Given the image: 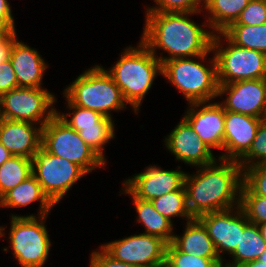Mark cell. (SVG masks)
Returning a JSON list of instances; mask_svg holds the SVG:
<instances>
[{"instance_id":"6da1fadb","label":"cell","mask_w":266,"mask_h":267,"mask_svg":"<svg viewBox=\"0 0 266 267\" xmlns=\"http://www.w3.org/2000/svg\"><path fill=\"white\" fill-rule=\"evenodd\" d=\"M187 12H146L141 42L155 55L163 49L169 57H157L161 63L175 58L207 59L214 32L206 30L189 19ZM188 17V18H187Z\"/></svg>"},{"instance_id":"7a4b0ae2","label":"cell","mask_w":266,"mask_h":267,"mask_svg":"<svg viewBox=\"0 0 266 267\" xmlns=\"http://www.w3.org/2000/svg\"><path fill=\"white\" fill-rule=\"evenodd\" d=\"M185 174L187 208L193 218L240 205L243 170L239 162L220 159ZM236 205V206H235Z\"/></svg>"},{"instance_id":"3957f363","label":"cell","mask_w":266,"mask_h":267,"mask_svg":"<svg viewBox=\"0 0 266 267\" xmlns=\"http://www.w3.org/2000/svg\"><path fill=\"white\" fill-rule=\"evenodd\" d=\"M124 51L107 72L137 114L157 73L162 74V63L141 41L136 48L129 46Z\"/></svg>"},{"instance_id":"277c9868","label":"cell","mask_w":266,"mask_h":267,"mask_svg":"<svg viewBox=\"0 0 266 267\" xmlns=\"http://www.w3.org/2000/svg\"><path fill=\"white\" fill-rule=\"evenodd\" d=\"M63 94L73 105L109 118H112L111 111L122 110L128 104L111 75L99 65L80 74Z\"/></svg>"},{"instance_id":"5b68a950","label":"cell","mask_w":266,"mask_h":267,"mask_svg":"<svg viewBox=\"0 0 266 267\" xmlns=\"http://www.w3.org/2000/svg\"><path fill=\"white\" fill-rule=\"evenodd\" d=\"M196 57L175 58L162 63V76L176 87L187 102H208L218 97L215 57L210 66L193 60Z\"/></svg>"},{"instance_id":"8992f818","label":"cell","mask_w":266,"mask_h":267,"mask_svg":"<svg viewBox=\"0 0 266 267\" xmlns=\"http://www.w3.org/2000/svg\"><path fill=\"white\" fill-rule=\"evenodd\" d=\"M217 34V35H216ZM214 33L211 43L215 51L218 85L243 80L266 79V55L232 43L222 32ZM219 34V35H218ZM227 41L222 46V38Z\"/></svg>"},{"instance_id":"52a82bcc","label":"cell","mask_w":266,"mask_h":267,"mask_svg":"<svg viewBox=\"0 0 266 267\" xmlns=\"http://www.w3.org/2000/svg\"><path fill=\"white\" fill-rule=\"evenodd\" d=\"M47 216L11 215L10 247L22 267H43L46 263L51 247L44 225Z\"/></svg>"},{"instance_id":"ba28073f","label":"cell","mask_w":266,"mask_h":267,"mask_svg":"<svg viewBox=\"0 0 266 267\" xmlns=\"http://www.w3.org/2000/svg\"><path fill=\"white\" fill-rule=\"evenodd\" d=\"M41 146L47 152L80 166L87 174L105 165V161L57 113L42 127Z\"/></svg>"},{"instance_id":"9c48e42d","label":"cell","mask_w":266,"mask_h":267,"mask_svg":"<svg viewBox=\"0 0 266 267\" xmlns=\"http://www.w3.org/2000/svg\"><path fill=\"white\" fill-rule=\"evenodd\" d=\"M55 101L46 88L17 87L0 96V115L3 119L30 122L35 126L40 123L43 127L56 114L57 110L52 108Z\"/></svg>"},{"instance_id":"30bf717a","label":"cell","mask_w":266,"mask_h":267,"mask_svg":"<svg viewBox=\"0 0 266 267\" xmlns=\"http://www.w3.org/2000/svg\"><path fill=\"white\" fill-rule=\"evenodd\" d=\"M32 174L37 178L44 193L56 205L87 173L80 166L47 152L41 146L32 158Z\"/></svg>"},{"instance_id":"8fae6325","label":"cell","mask_w":266,"mask_h":267,"mask_svg":"<svg viewBox=\"0 0 266 267\" xmlns=\"http://www.w3.org/2000/svg\"><path fill=\"white\" fill-rule=\"evenodd\" d=\"M101 247L116 260L141 267H156L166 258L167 243L159 237L140 233Z\"/></svg>"},{"instance_id":"7c38bea8","label":"cell","mask_w":266,"mask_h":267,"mask_svg":"<svg viewBox=\"0 0 266 267\" xmlns=\"http://www.w3.org/2000/svg\"><path fill=\"white\" fill-rule=\"evenodd\" d=\"M220 103L225 111L266 118V79L237 81L218 86V96L227 94Z\"/></svg>"},{"instance_id":"4fadbf2b","label":"cell","mask_w":266,"mask_h":267,"mask_svg":"<svg viewBox=\"0 0 266 267\" xmlns=\"http://www.w3.org/2000/svg\"><path fill=\"white\" fill-rule=\"evenodd\" d=\"M234 209L208 212L198 217L207 228L221 260H223L221 254L224 251L228 254H232L235 251L237 244H239L240 231H243L244 227L249 223L240 205L236 207V211Z\"/></svg>"},{"instance_id":"5bb4252c","label":"cell","mask_w":266,"mask_h":267,"mask_svg":"<svg viewBox=\"0 0 266 267\" xmlns=\"http://www.w3.org/2000/svg\"><path fill=\"white\" fill-rule=\"evenodd\" d=\"M185 174L181 170H164L151 165L145 172L126 179L123 184L136 198L151 201L180 190L184 186Z\"/></svg>"},{"instance_id":"9a60e30c","label":"cell","mask_w":266,"mask_h":267,"mask_svg":"<svg viewBox=\"0 0 266 267\" xmlns=\"http://www.w3.org/2000/svg\"><path fill=\"white\" fill-rule=\"evenodd\" d=\"M190 103L183 117L198 137L212 150L223 149L225 110L219 103ZM202 107H201V106ZM200 107V109H199ZM199 109V110H198Z\"/></svg>"},{"instance_id":"2e32d148","label":"cell","mask_w":266,"mask_h":267,"mask_svg":"<svg viewBox=\"0 0 266 267\" xmlns=\"http://www.w3.org/2000/svg\"><path fill=\"white\" fill-rule=\"evenodd\" d=\"M164 142L167 150L173 153L178 161L190 166L199 167L219 160L183 117Z\"/></svg>"},{"instance_id":"e0dca14e","label":"cell","mask_w":266,"mask_h":267,"mask_svg":"<svg viewBox=\"0 0 266 267\" xmlns=\"http://www.w3.org/2000/svg\"><path fill=\"white\" fill-rule=\"evenodd\" d=\"M261 118L225 111L223 150L220 159L239 162L250 150Z\"/></svg>"},{"instance_id":"ac0fdd59","label":"cell","mask_w":266,"mask_h":267,"mask_svg":"<svg viewBox=\"0 0 266 267\" xmlns=\"http://www.w3.org/2000/svg\"><path fill=\"white\" fill-rule=\"evenodd\" d=\"M0 143L13 156L32 159L41 147L42 127L37 128L30 122L1 118Z\"/></svg>"},{"instance_id":"d6986e66","label":"cell","mask_w":266,"mask_h":267,"mask_svg":"<svg viewBox=\"0 0 266 267\" xmlns=\"http://www.w3.org/2000/svg\"><path fill=\"white\" fill-rule=\"evenodd\" d=\"M9 59L12 63L18 87L42 88V77L47 69V64L36 49L13 40Z\"/></svg>"},{"instance_id":"ffe728a7","label":"cell","mask_w":266,"mask_h":267,"mask_svg":"<svg viewBox=\"0 0 266 267\" xmlns=\"http://www.w3.org/2000/svg\"><path fill=\"white\" fill-rule=\"evenodd\" d=\"M186 223L183 235L180 237L174 234L171 243L183 253L212 259L219 267H223L224 260L219 258L215 245L204 224L198 218H193Z\"/></svg>"},{"instance_id":"44dd1931","label":"cell","mask_w":266,"mask_h":267,"mask_svg":"<svg viewBox=\"0 0 266 267\" xmlns=\"http://www.w3.org/2000/svg\"><path fill=\"white\" fill-rule=\"evenodd\" d=\"M35 201L40 202L39 217L48 215L55 206L32 174L0 199V207L21 208Z\"/></svg>"},{"instance_id":"7402d4cb","label":"cell","mask_w":266,"mask_h":267,"mask_svg":"<svg viewBox=\"0 0 266 267\" xmlns=\"http://www.w3.org/2000/svg\"><path fill=\"white\" fill-rule=\"evenodd\" d=\"M125 194H130L133 198L136 213H138L137 222L145 226V234L156 236L170 244L173 240L172 234L173 222L160 214L152 205L151 201L136 198L126 187L123 189Z\"/></svg>"},{"instance_id":"603a6c76","label":"cell","mask_w":266,"mask_h":267,"mask_svg":"<svg viewBox=\"0 0 266 267\" xmlns=\"http://www.w3.org/2000/svg\"><path fill=\"white\" fill-rule=\"evenodd\" d=\"M266 250V241L261 236L258 225L249 222L240 231L239 244L232 255V262L223 263V267H237L247 262L258 260Z\"/></svg>"},{"instance_id":"cb8c5ba5","label":"cell","mask_w":266,"mask_h":267,"mask_svg":"<svg viewBox=\"0 0 266 267\" xmlns=\"http://www.w3.org/2000/svg\"><path fill=\"white\" fill-rule=\"evenodd\" d=\"M250 0H204V9L210 13L208 27L214 32L224 31L235 22Z\"/></svg>"},{"instance_id":"d4e9b609","label":"cell","mask_w":266,"mask_h":267,"mask_svg":"<svg viewBox=\"0 0 266 267\" xmlns=\"http://www.w3.org/2000/svg\"><path fill=\"white\" fill-rule=\"evenodd\" d=\"M222 33L235 45L266 55V23L261 25L230 24Z\"/></svg>"},{"instance_id":"484cf974","label":"cell","mask_w":266,"mask_h":267,"mask_svg":"<svg viewBox=\"0 0 266 267\" xmlns=\"http://www.w3.org/2000/svg\"><path fill=\"white\" fill-rule=\"evenodd\" d=\"M32 175V159L11 156L0 166V199Z\"/></svg>"},{"instance_id":"4316f807","label":"cell","mask_w":266,"mask_h":267,"mask_svg":"<svg viewBox=\"0 0 266 267\" xmlns=\"http://www.w3.org/2000/svg\"><path fill=\"white\" fill-rule=\"evenodd\" d=\"M66 101L68 104L67 105L68 109L73 110V115L70 112L68 113L69 115H65V113L61 114L58 111H56V113L63 119V121L66 124H68L71 128H73L77 132L83 130V128H89V127L115 126L112 118L103 116L101 113L94 110L75 106L68 99ZM68 116H71L69 120L67 119Z\"/></svg>"},{"instance_id":"83f0119b","label":"cell","mask_w":266,"mask_h":267,"mask_svg":"<svg viewBox=\"0 0 266 267\" xmlns=\"http://www.w3.org/2000/svg\"><path fill=\"white\" fill-rule=\"evenodd\" d=\"M153 207L171 222L172 217H182L186 221L193 219L187 208L186 189L183 186L180 190L166 193L151 200Z\"/></svg>"},{"instance_id":"f1b7e54d","label":"cell","mask_w":266,"mask_h":267,"mask_svg":"<svg viewBox=\"0 0 266 267\" xmlns=\"http://www.w3.org/2000/svg\"><path fill=\"white\" fill-rule=\"evenodd\" d=\"M240 206L249 222H266V196L255 195L244 183L241 187Z\"/></svg>"},{"instance_id":"f546056e","label":"cell","mask_w":266,"mask_h":267,"mask_svg":"<svg viewBox=\"0 0 266 267\" xmlns=\"http://www.w3.org/2000/svg\"><path fill=\"white\" fill-rule=\"evenodd\" d=\"M115 127H89L78 131L83 141L106 162L103 148L106 143L115 138Z\"/></svg>"},{"instance_id":"4dcf8cb0","label":"cell","mask_w":266,"mask_h":267,"mask_svg":"<svg viewBox=\"0 0 266 267\" xmlns=\"http://www.w3.org/2000/svg\"><path fill=\"white\" fill-rule=\"evenodd\" d=\"M256 159V160H255ZM255 160V162H254ZM266 163V118L258 126L249 152L239 161L242 170L256 164Z\"/></svg>"},{"instance_id":"1f68e13d","label":"cell","mask_w":266,"mask_h":267,"mask_svg":"<svg viewBox=\"0 0 266 267\" xmlns=\"http://www.w3.org/2000/svg\"><path fill=\"white\" fill-rule=\"evenodd\" d=\"M166 259L175 267H219L212 259L179 251L172 243L167 244Z\"/></svg>"},{"instance_id":"d6a6232c","label":"cell","mask_w":266,"mask_h":267,"mask_svg":"<svg viewBox=\"0 0 266 267\" xmlns=\"http://www.w3.org/2000/svg\"><path fill=\"white\" fill-rule=\"evenodd\" d=\"M157 6L146 8V12H202L204 0H154Z\"/></svg>"},{"instance_id":"836d02e7","label":"cell","mask_w":266,"mask_h":267,"mask_svg":"<svg viewBox=\"0 0 266 267\" xmlns=\"http://www.w3.org/2000/svg\"><path fill=\"white\" fill-rule=\"evenodd\" d=\"M243 183L255 194L266 196V163L243 170Z\"/></svg>"},{"instance_id":"e575fe53","label":"cell","mask_w":266,"mask_h":267,"mask_svg":"<svg viewBox=\"0 0 266 267\" xmlns=\"http://www.w3.org/2000/svg\"><path fill=\"white\" fill-rule=\"evenodd\" d=\"M266 23V0H250L235 22L231 24L261 25Z\"/></svg>"},{"instance_id":"d590c367","label":"cell","mask_w":266,"mask_h":267,"mask_svg":"<svg viewBox=\"0 0 266 267\" xmlns=\"http://www.w3.org/2000/svg\"><path fill=\"white\" fill-rule=\"evenodd\" d=\"M17 79L10 59L0 63V96L17 88Z\"/></svg>"},{"instance_id":"8d00e7d4","label":"cell","mask_w":266,"mask_h":267,"mask_svg":"<svg viewBox=\"0 0 266 267\" xmlns=\"http://www.w3.org/2000/svg\"><path fill=\"white\" fill-rule=\"evenodd\" d=\"M99 252H92L90 267H141L114 259L102 247Z\"/></svg>"},{"instance_id":"74e56055","label":"cell","mask_w":266,"mask_h":267,"mask_svg":"<svg viewBox=\"0 0 266 267\" xmlns=\"http://www.w3.org/2000/svg\"><path fill=\"white\" fill-rule=\"evenodd\" d=\"M13 18L8 0H0V30L16 32Z\"/></svg>"},{"instance_id":"f35d334b","label":"cell","mask_w":266,"mask_h":267,"mask_svg":"<svg viewBox=\"0 0 266 267\" xmlns=\"http://www.w3.org/2000/svg\"><path fill=\"white\" fill-rule=\"evenodd\" d=\"M16 37V32L0 30V63L9 59L12 43Z\"/></svg>"},{"instance_id":"ab89813d","label":"cell","mask_w":266,"mask_h":267,"mask_svg":"<svg viewBox=\"0 0 266 267\" xmlns=\"http://www.w3.org/2000/svg\"><path fill=\"white\" fill-rule=\"evenodd\" d=\"M11 156L12 154L0 143V166Z\"/></svg>"},{"instance_id":"60d3db41","label":"cell","mask_w":266,"mask_h":267,"mask_svg":"<svg viewBox=\"0 0 266 267\" xmlns=\"http://www.w3.org/2000/svg\"><path fill=\"white\" fill-rule=\"evenodd\" d=\"M237 267H266V264L262 263L259 260H255V261H252V262L244 263V264H242L240 266H237Z\"/></svg>"},{"instance_id":"b9f144b4","label":"cell","mask_w":266,"mask_h":267,"mask_svg":"<svg viewBox=\"0 0 266 267\" xmlns=\"http://www.w3.org/2000/svg\"><path fill=\"white\" fill-rule=\"evenodd\" d=\"M258 228L261 233V236L266 241V222L258 224Z\"/></svg>"},{"instance_id":"7bdbcfd3","label":"cell","mask_w":266,"mask_h":267,"mask_svg":"<svg viewBox=\"0 0 266 267\" xmlns=\"http://www.w3.org/2000/svg\"><path fill=\"white\" fill-rule=\"evenodd\" d=\"M156 267H175L172 263H170L166 258L160 262Z\"/></svg>"},{"instance_id":"ee69618b","label":"cell","mask_w":266,"mask_h":267,"mask_svg":"<svg viewBox=\"0 0 266 267\" xmlns=\"http://www.w3.org/2000/svg\"><path fill=\"white\" fill-rule=\"evenodd\" d=\"M258 260L266 264V250L261 254Z\"/></svg>"},{"instance_id":"f6af8a7d","label":"cell","mask_w":266,"mask_h":267,"mask_svg":"<svg viewBox=\"0 0 266 267\" xmlns=\"http://www.w3.org/2000/svg\"><path fill=\"white\" fill-rule=\"evenodd\" d=\"M3 230L5 232V228L4 227H0V237L1 236H5Z\"/></svg>"}]
</instances>
